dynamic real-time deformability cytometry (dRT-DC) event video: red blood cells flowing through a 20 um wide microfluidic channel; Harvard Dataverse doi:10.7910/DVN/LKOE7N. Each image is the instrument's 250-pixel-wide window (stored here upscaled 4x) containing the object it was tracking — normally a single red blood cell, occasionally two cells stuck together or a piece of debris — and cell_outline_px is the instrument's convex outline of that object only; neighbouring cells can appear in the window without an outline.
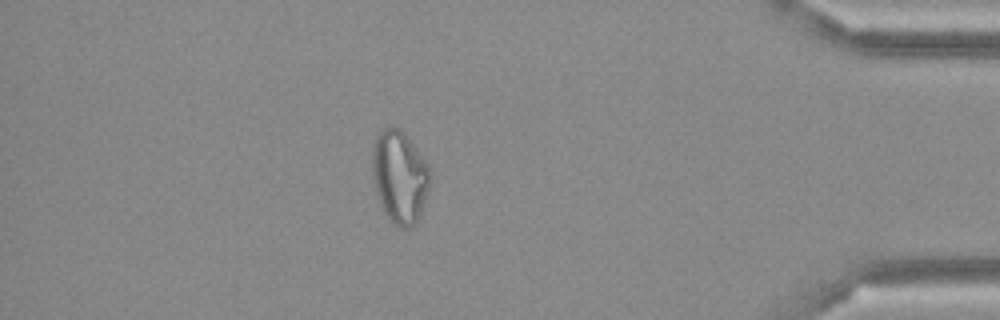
{"species": "Egyptian fruit bat (a non-hibernating species)", "species_latin": "Rousettus aegyptiacus", "temperature_condition": "cold", "stored_images_in_passage": 40, "camera_frame_rate_fps": 3000, "um_per_image_px": 0.085, "frame": {"image": 1, "passage_image": 34, "time_ms": 11.0, "image_size_px": [1000, 320], "cell_outline_px": [[428, 188], [420, 212], [416, 220], [408, 228], [400, 228], [392, 224], [384, 212], [380, 204], [376, 192], [372, 172], [372, 144], [376, 136], [388, 124], [400, 128], [428, 164]], "centroid_in_image_um": [33.91, 14.99], "position_along_channel_um": 401.3, "area_um2": 30.81}}